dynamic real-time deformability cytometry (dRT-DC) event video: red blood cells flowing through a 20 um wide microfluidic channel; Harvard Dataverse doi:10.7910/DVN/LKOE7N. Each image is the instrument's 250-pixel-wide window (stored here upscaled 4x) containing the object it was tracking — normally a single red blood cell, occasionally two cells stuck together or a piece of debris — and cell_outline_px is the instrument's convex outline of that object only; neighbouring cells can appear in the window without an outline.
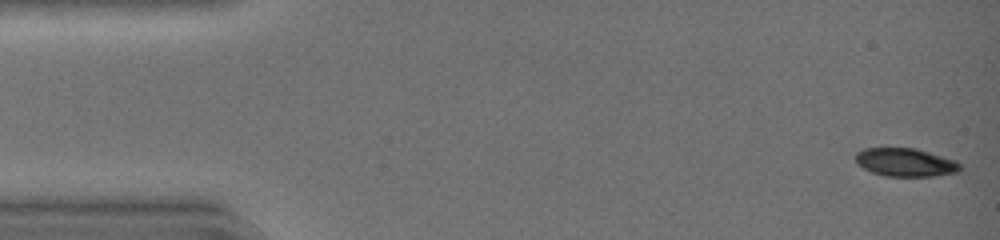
{"species": "common noctule bat (a hibernating species)", "species_latin": "Nyctalus noctula", "temperature_condition": "warm", "stored_images_in_passage": 43, "camera_frame_rate_fps": 3000, "um_per_image_px": 0.085, "animal": {"sex": "female", "body_mass_g": 19.0, "forearm_length_mm": 51.5}, "frame": {"image": 1, "passage_image": 1, "time_ms": 0.0, "image_size_px": [1000, 240], "cell_outline_px": [[960, 172], [932, 176], [884, 176], [872, 172], [864, 168], [856, 160], [856, 152], [864, 148], [916, 148], [956, 160], [960, 164]], "centroid_in_image_um": [76.99, 13.8], "position_along_channel_um": 8.0, "area_um2": 17.17}}
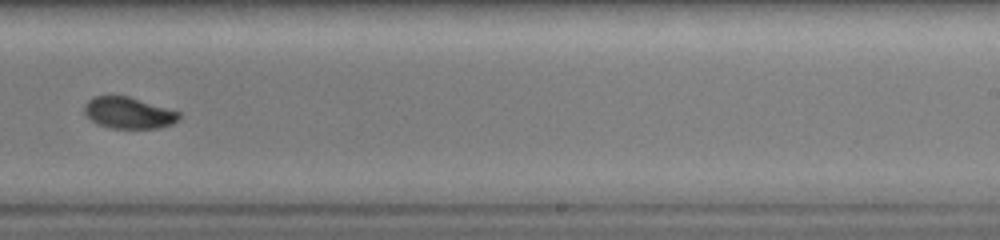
{"frame": {"image": 2, "passage_image": 28, "time_ms": 9.0, "image_size_px": [1000, 240], "cell_outline_px": [[180, 120], [172, 124], [160, 128], [112, 128], [96, 124], [84, 112], [84, 104], [92, 96], [128, 96], [180, 112]], "centroid_in_image_um": [10.93, 9.6], "position_along_channel_um": 278.1, "area_um2": 17.34}}
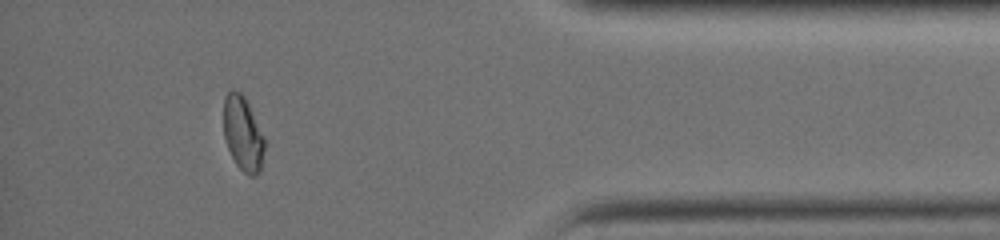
{"frame": {"image": 3, "passage_image": 39, "time_ms": 12.667, "image_size_px": [1000, 240], "cell_outline_px": [[264, 148], [260, 172], [256, 176], [248, 176], [236, 164], [228, 148], [224, 136], [224, 96], [232, 88], [240, 92], [244, 96], [264, 136]], "centroid_in_image_um": [20.64, 11.36], "position_along_channel_um": 414.6, "area_um2": 17.69}, "authors_computed_cell_mechanics": {"area_um2": 18.6694, "velocity_mm_per_s": 4.4481, "shape_relaxation_time_tau1_ms": 6.8898, "shape_relaxation_time_tau2_ms": 4.2131, "deformation_change_tau1": 0.1808, "deformation_change_tau2": 0.0417}}